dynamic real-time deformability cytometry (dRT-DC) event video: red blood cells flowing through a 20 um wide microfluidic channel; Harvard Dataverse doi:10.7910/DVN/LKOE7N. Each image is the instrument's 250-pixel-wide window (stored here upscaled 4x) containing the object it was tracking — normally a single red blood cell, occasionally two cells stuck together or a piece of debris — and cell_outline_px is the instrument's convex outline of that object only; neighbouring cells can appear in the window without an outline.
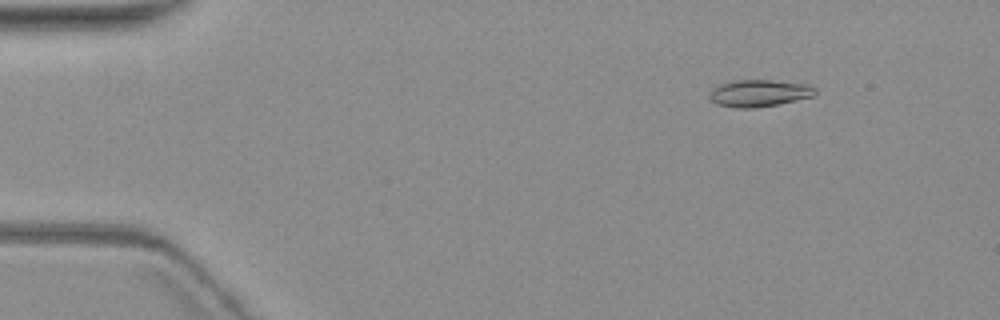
{"species": "common noctule bat (a hibernating species)", "species_latin": "Nyctalus noctula", "temperature_condition": "warm", "stored_images_in_passage": 7, "camera_frame_rate_fps": 3000, "um_per_image_px": 0.085, "animal": {"sex": "female", "body_mass_g": 19.3, "forearm_length_mm": 54.1}, "frame": {"image": 1, "passage_image": 2, "time_ms": 1.0, "image_size_px": [1000, 320], "cell_outline_px": [[816, 92], [812, 96], [780, 104], [756, 108], [736, 108], [716, 104], [708, 96], [712, 88], [720, 84], [736, 80], [768, 80], [804, 84], [816, 88]], "centroid_in_image_um": [64.48, 7.93], "position_along_channel_um": 20.5, "area_um2": 16.53}}
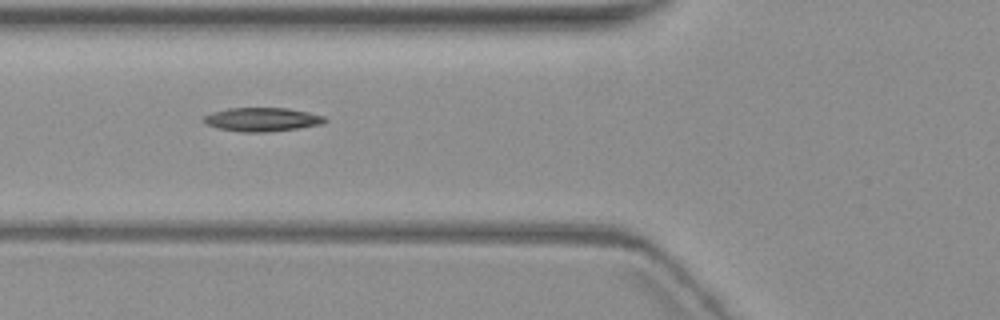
{"frame": {"image": 2, "passage_image": 6, "time_ms": 6.0, "image_size_px": [1000, 320], "cell_outline_px": [[328, 120], [320, 124], [296, 128], [264, 132], [240, 132], [216, 128], [208, 124], [204, 120], [204, 116], [212, 112], [228, 108], [288, 108], [308, 112], [324, 116]], "centroid_in_image_um": [22.26, 10.15], "position_along_channel_um": 103.5, "area_um2": 16.59}}
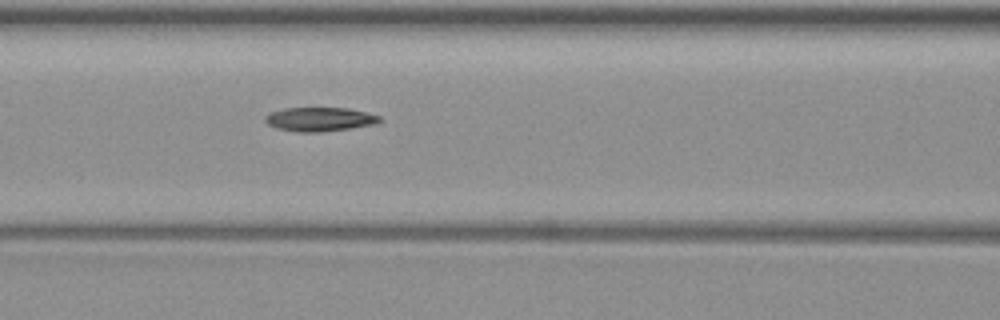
{"frame": {"image": 3, "passage_image": 7, "time_ms": 7.0, "image_size_px": [1000, 320], "cell_outline_px": [[384, 120], [376, 124], [320, 132], [296, 132], [276, 128], [268, 124], [264, 120], [264, 116], [272, 112], [284, 108], [348, 108], [380, 116]], "centroid_in_image_um": [27.17, 10.14], "position_along_channel_um": 139.4, "area_um2": 15.95}}